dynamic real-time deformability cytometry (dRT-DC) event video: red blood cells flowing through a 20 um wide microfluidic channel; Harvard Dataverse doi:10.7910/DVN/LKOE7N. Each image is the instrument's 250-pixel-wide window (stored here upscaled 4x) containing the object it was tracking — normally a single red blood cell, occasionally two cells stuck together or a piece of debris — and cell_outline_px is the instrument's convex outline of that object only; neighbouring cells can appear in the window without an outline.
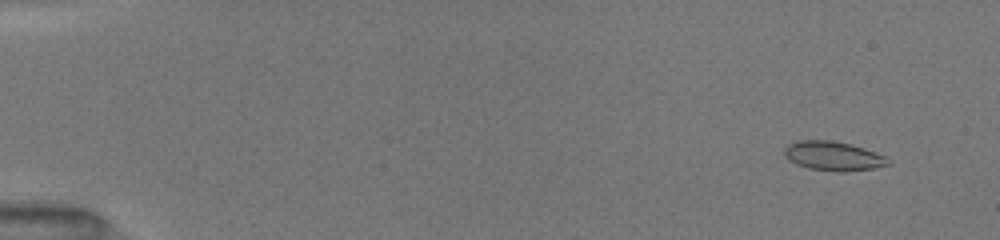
{"species": "common noctule bat (a hibernating species)", "species_latin": "Nyctalus noctula", "temperature_condition": "room temperature", "stored_images_in_passage": 52, "camera_frame_rate_fps": 3000, "um_per_image_px": 0.085, "animal": {"sex": "female", "body_mass_g": 19.5, "forearm_length_mm": 54.1}, "frame": {"image": 1, "passage_image": 4, "time_ms": 1.0, "image_size_px": [1000, 240], "cell_outline_px": [[892, 164], [872, 168], [844, 172], [840, 172], [808, 168], [796, 164], [788, 160], [784, 156], [784, 148], [788, 144], [796, 140], [832, 140], [864, 148], [884, 156], [892, 160]], "centroid_in_image_um": [70.8, 13.26], "position_along_channel_um": 14.2, "area_um2": 17.74}}
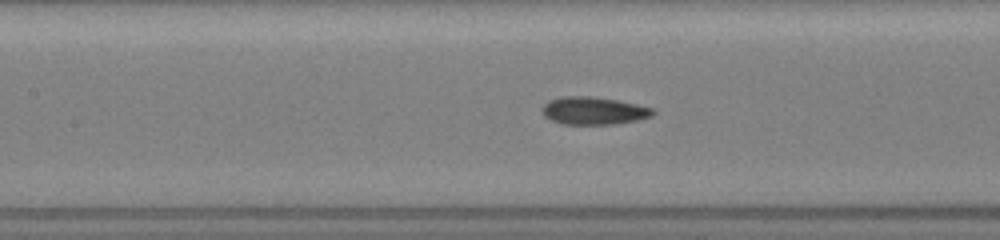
{"frame": {"image": 2, "passage_image": 25, "time_ms": 8.0, "image_size_px": [1000, 240], "cell_outline_px": [[656, 112], [652, 116], [636, 120], [612, 124], [564, 124], [552, 120], [544, 116], [540, 108], [548, 100], [564, 96], [592, 96], [616, 100], [636, 104], [652, 108]], "centroid_in_image_um": [50.43, 9.4], "position_along_channel_um": 157.0, "area_um2": 17.8}}
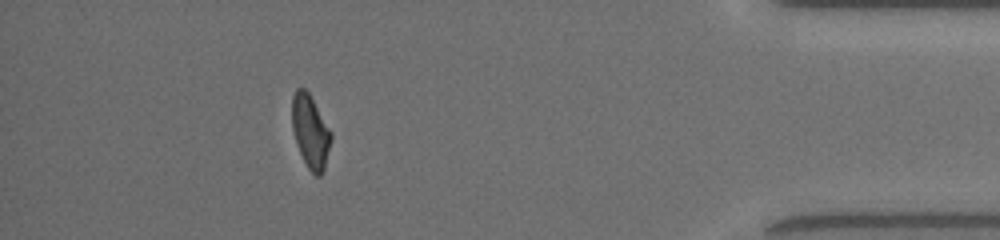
{"frame": {"image": 3, "passage_image": 47, "time_ms": 15.333, "image_size_px": [1000, 240], "cell_outline_px": [[332, 140], [324, 168], [320, 176], [316, 176], [308, 168], [296, 144], [292, 128], [292, 96], [296, 88], [304, 88], [308, 92], [332, 132]], "centroid_in_image_um": [26.38, 11.17], "position_along_channel_um": 408.8, "area_um2": 16.59}, "authors_computed_cell_mechanics": {"area_um2": 17.2822, "velocity_mm_per_s": 4.0332, "shape_relaxation_time_tau1_ms": 3.4289, "shape_relaxation_time_tau2_ms": 1.7203, "deformation_change_tau1": 0.13, "deformation_change_tau2": 0.066}}